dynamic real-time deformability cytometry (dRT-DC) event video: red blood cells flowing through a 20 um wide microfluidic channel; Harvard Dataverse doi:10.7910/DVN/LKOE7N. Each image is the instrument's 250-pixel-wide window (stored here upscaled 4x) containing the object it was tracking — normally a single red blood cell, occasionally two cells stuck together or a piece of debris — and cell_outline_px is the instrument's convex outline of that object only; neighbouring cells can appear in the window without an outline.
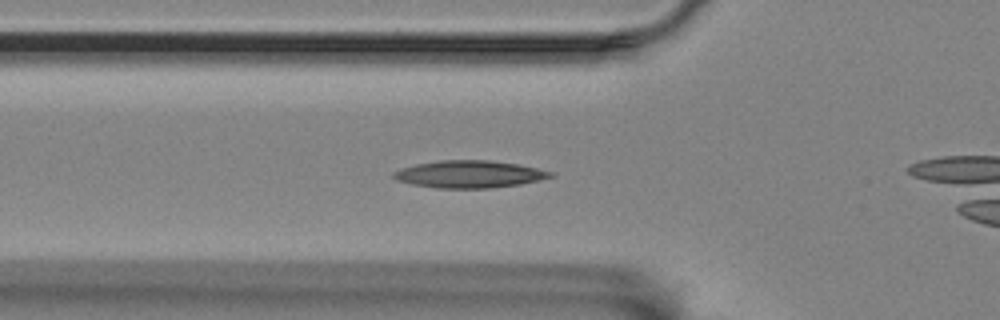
{"species": "Egyptian fruit bat (a non-hibernating species)", "species_latin": "Rousettus aegyptiacus", "temperature_condition": "room temperature", "stored_images_in_passage": 45, "camera_frame_rate_fps": 3000, "um_per_image_px": 0.085, "animal": {"sex": "female"}, "frame": {"image": 1, "passage_image": 14, "time_ms": 4.333, "image_size_px": [1000, 320], "cell_outline_px": [[556, 176], [520, 184], [492, 188], [436, 188], [412, 184], [396, 180], [392, 176], [392, 172], [400, 168], [416, 164], [440, 160], [488, 160], [516, 164], [556, 172]], "centroid_in_image_um": [39.89, 14.81], "position_along_channel_um": 85.9, "area_um2": 25.03}}
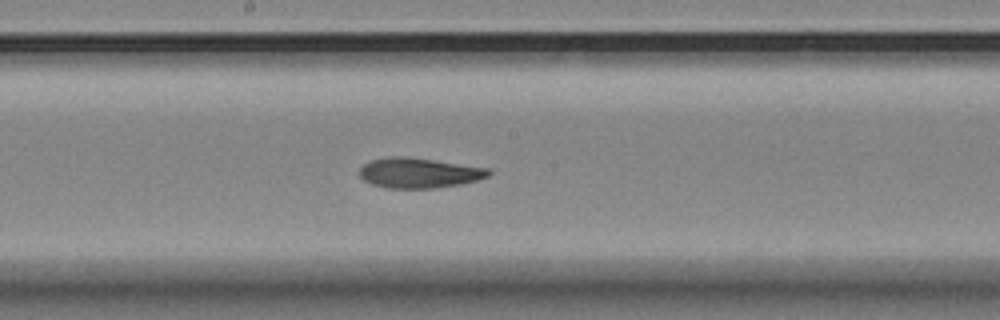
{"frame": {"image": 2, "passage_image": 25, "time_ms": 8.0, "image_size_px": [1000, 320], "cell_outline_px": [[492, 172], [488, 176], [476, 180], [460, 184], [436, 188], [388, 188], [372, 184], [364, 180], [360, 176], [360, 168], [364, 164], [372, 160], [388, 156], [404, 156], [492, 168]], "centroid_in_image_um": [35.63, 14.69], "position_along_channel_um": 212.6, "area_um2": 22.66}}
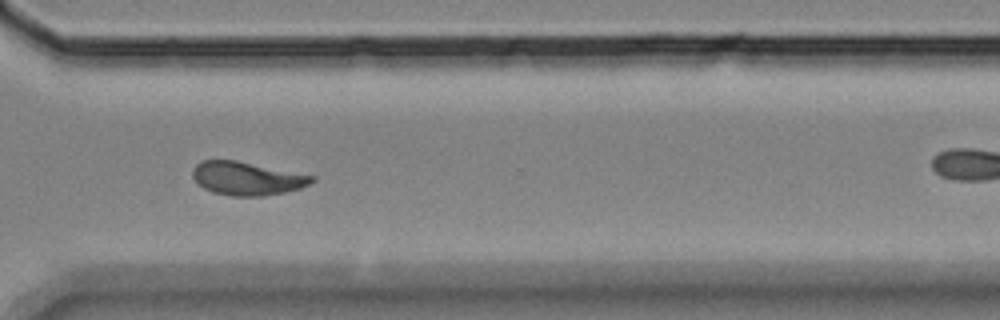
{"frame": {"image": 3, "passage_image": 37, "time_ms": 12.0, "image_size_px": [1000, 320], "cell_outline_px": [[316, 180], [300, 188], [284, 192], [264, 196], [232, 196], [212, 192], [204, 188], [192, 176], [192, 168], [200, 160], [236, 160], [316, 176]], "centroid_in_image_um": [20.99, 15.16], "position_along_channel_um": 349.6, "area_um2": 23.18}}